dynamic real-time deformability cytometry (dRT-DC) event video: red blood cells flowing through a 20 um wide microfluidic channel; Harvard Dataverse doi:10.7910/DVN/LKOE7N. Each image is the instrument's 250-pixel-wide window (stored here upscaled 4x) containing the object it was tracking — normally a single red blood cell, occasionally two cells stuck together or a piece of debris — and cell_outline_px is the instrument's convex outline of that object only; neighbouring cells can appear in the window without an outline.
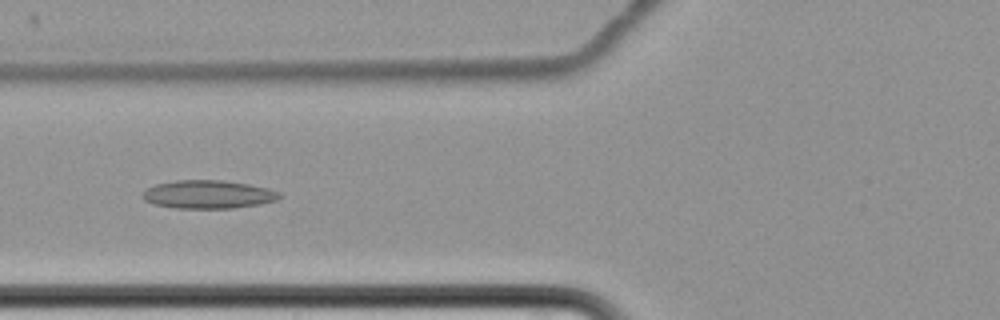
{"species": "common noctule bat (a hibernating species)", "species_latin": "Nyctalus noctula", "temperature_condition": "cold", "stored_images_in_passage": 6, "camera_frame_rate_fps": 3000, "um_per_image_px": 0.085, "animal": {"sex": "female", "body_mass_g": 22.7, "forearm_length_mm": 54.2}, "frame": {"image": 1, "passage_image": 5, "time_ms": 4.667, "image_size_px": [1000, 320], "cell_outline_px": [[284, 196], [276, 200], [260, 204], [232, 208], [176, 208], [152, 204], [144, 200], [140, 196], [148, 188], [156, 184], [176, 180], [224, 180], [248, 184], [268, 188], [280, 192]], "centroid_in_image_um": [17.7, 16.52], "position_along_channel_um": 108.1, "area_um2": 22.66}}
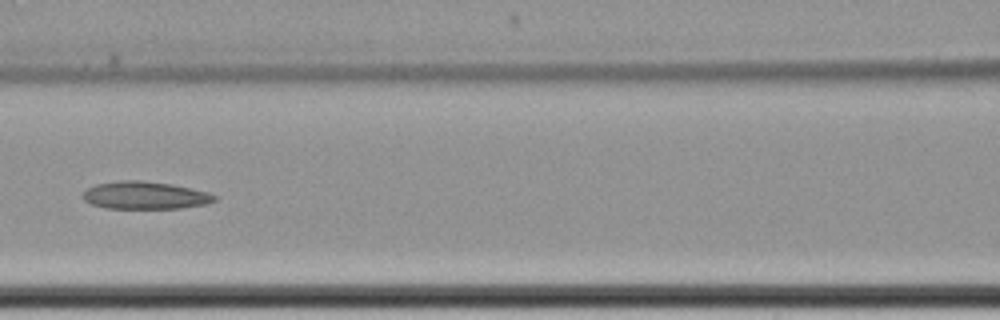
{"frame": {"image": 2, "passage_image": 6, "time_ms": 6.0, "image_size_px": [1000, 320], "cell_outline_px": [[216, 200], [208, 204], [180, 208], [108, 208], [92, 204], [84, 200], [84, 192], [88, 188], [96, 184], [116, 180], [144, 180], [172, 184], [192, 188], [208, 192], [216, 196]], "centroid_in_image_um": [12.36, 16.59], "position_along_channel_um": 154.2, "area_um2": 21.21}}